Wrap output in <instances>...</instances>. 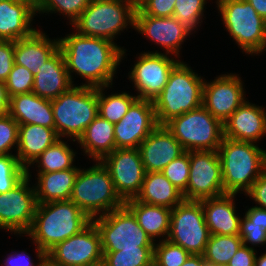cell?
<instances>
[{"label":"cell","mask_w":266,"mask_h":266,"mask_svg":"<svg viewBox=\"0 0 266 266\" xmlns=\"http://www.w3.org/2000/svg\"><path fill=\"white\" fill-rule=\"evenodd\" d=\"M60 138L52 146L48 147L32 165L38 167V173H50L74 168V152L67 142ZM74 161V162H73ZM37 165H36V164Z\"/></svg>","instance_id":"1f68e13d"},{"label":"cell","mask_w":266,"mask_h":266,"mask_svg":"<svg viewBox=\"0 0 266 266\" xmlns=\"http://www.w3.org/2000/svg\"><path fill=\"white\" fill-rule=\"evenodd\" d=\"M91 222L92 219L71 200L37 204L26 236L47 253L56 244L81 232Z\"/></svg>","instance_id":"7a4b0ae2"},{"label":"cell","mask_w":266,"mask_h":266,"mask_svg":"<svg viewBox=\"0 0 266 266\" xmlns=\"http://www.w3.org/2000/svg\"><path fill=\"white\" fill-rule=\"evenodd\" d=\"M10 97L7 92L6 84L0 80V116L5 115L9 111Z\"/></svg>","instance_id":"681fc988"},{"label":"cell","mask_w":266,"mask_h":266,"mask_svg":"<svg viewBox=\"0 0 266 266\" xmlns=\"http://www.w3.org/2000/svg\"><path fill=\"white\" fill-rule=\"evenodd\" d=\"M73 85L66 67L65 58L59 49L34 75L32 92L47 100H54Z\"/></svg>","instance_id":"cb8c5ba5"},{"label":"cell","mask_w":266,"mask_h":266,"mask_svg":"<svg viewBox=\"0 0 266 266\" xmlns=\"http://www.w3.org/2000/svg\"><path fill=\"white\" fill-rule=\"evenodd\" d=\"M247 195L255 201L256 207L266 209V169L253 182L250 190L246 193Z\"/></svg>","instance_id":"bcb514c9"},{"label":"cell","mask_w":266,"mask_h":266,"mask_svg":"<svg viewBox=\"0 0 266 266\" xmlns=\"http://www.w3.org/2000/svg\"><path fill=\"white\" fill-rule=\"evenodd\" d=\"M60 137L53 128L35 124L19 125L17 159L27 170L33 162Z\"/></svg>","instance_id":"4316f807"},{"label":"cell","mask_w":266,"mask_h":266,"mask_svg":"<svg viewBox=\"0 0 266 266\" xmlns=\"http://www.w3.org/2000/svg\"><path fill=\"white\" fill-rule=\"evenodd\" d=\"M239 74H221L214 80L204 81L202 105L224 123L243 104L245 92Z\"/></svg>","instance_id":"e0dca14e"},{"label":"cell","mask_w":266,"mask_h":266,"mask_svg":"<svg viewBox=\"0 0 266 266\" xmlns=\"http://www.w3.org/2000/svg\"><path fill=\"white\" fill-rule=\"evenodd\" d=\"M18 132L19 124L8 113L0 116V155L12 154L10 150L18 147Z\"/></svg>","instance_id":"7bdbcfd3"},{"label":"cell","mask_w":266,"mask_h":266,"mask_svg":"<svg viewBox=\"0 0 266 266\" xmlns=\"http://www.w3.org/2000/svg\"><path fill=\"white\" fill-rule=\"evenodd\" d=\"M36 8L26 0H6L0 2V40L17 41L32 35L37 29L32 27Z\"/></svg>","instance_id":"7402d4cb"},{"label":"cell","mask_w":266,"mask_h":266,"mask_svg":"<svg viewBox=\"0 0 266 266\" xmlns=\"http://www.w3.org/2000/svg\"><path fill=\"white\" fill-rule=\"evenodd\" d=\"M135 31L161 46L165 54L180 56L181 44L192 33L182 23L172 17H154L146 14H135Z\"/></svg>","instance_id":"d6986e66"},{"label":"cell","mask_w":266,"mask_h":266,"mask_svg":"<svg viewBox=\"0 0 266 266\" xmlns=\"http://www.w3.org/2000/svg\"><path fill=\"white\" fill-rule=\"evenodd\" d=\"M58 50L59 38L51 40L46 33L36 30L29 37L15 41L14 61L35 75Z\"/></svg>","instance_id":"d4e9b609"},{"label":"cell","mask_w":266,"mask_h":266,"mask_svg":"<svg viewBox=\"0 0 266 266\" xmlns=\"http://www.w3.org/2000/svg\"><path fill=\"white\" fill-rule=\"evenodd\" d=\"M134 199L145 204L173 209L184 200V197L162 172H147L140 192Z\"/></svg>","instance_id":"f1b7e54d"},{"label":"cell","mask_w":266,"mask_h":266,"mask_svg":"<svg viewBox=\"0 0 266 266\" xmlns=\"http://www.w3.org/2000/svg\"><path fill=\"white\" fill-rule=\"evenodd\" d=\"M30 169L11 190L0 193V229L15 235H25L30 229L37 207L34 185L31 187Z\"/></svg>","instance_id":"7c38bea8"},{"label":"cell","mask_w":266,"mask_h":266,"mask_svg":"<svg viewBox=\"0 0 266 266\" xmlns=\"http://www.w3.org/2000/svg\"><path fill=\"white\" fill-rule=\"evenodd\" d=\"M223 24L238 47L248 55L266 51V21L246 0H217Z\"/></svg>","instance_id":"ba28073f"},{"label":"cell","mask_w":266,"mask_h":266,"mask_svg":"<svg viewBox=\"0 0 266 266\" xmlns=\"http://www.w3.org/2000/svg\"><path fill=\"white\" fill-rule=\"evenodd\" d=\"M131 2L136 8H138L145 0H128Z\"/></svg>","instance_id":"11a10c76"},{"label":"cell","mask_w":266,"mask_h":266,"mask_svg":"<svg viewBox=\"0 0 266 266\" xmlns=\"http://www.w3.org/2000/svg\"><path fill=\"white\" fill-rule=\"evenodd\" d=\"M37 258L39 261L38 266H61L55 260H53L48 254L42 251L41 248L36 246Z\"/></svg>","instance_id":"f907efd6"},{"label":"cell","mask_w":266,"mask_h":266,"mask_svg":"<svg viewBox=\"0 0 266 266\" xmlns=\"http://www.w3.org/2000/svg\"><path fill=\"white\" fill-rule=\"evenodd\" d=\"M79 168L70 200L91 219L122 207L125 201L116 192L114 182L101 161ZM85 169V170H84Z\"/></svg>","instance_id":"8992f818"},{"label":"cell","mask_w":266,"mask_h":266,"mask_svg":"<svg viewBox=\"0 0 266 266\" xmlns=\"http://www.w3.org/2000/svg\"><path fill=\"white\" fill-rule=\"evenodd\" d=\"M104 266H154V247H137L103 252Z\"/></svg>","instance_id":"d590c367"},{"label":"cell","mask_w":266,"mask_h":266,"mask_svg":"<svg viewBox=\"0 0 266 266\" xmlns=\"http://www.w3.org/2000/svg\"><path fill=\"white\" fill-rule=\"evenodd\" d=\"M208 0H176L173 16L190 32L198 30ZM201 21V22H200Z\"/></svg>","instance_id":"8d00e7d4"},{"label":"cell","mask_w":266,"mask_h":266,"mask_svg":"<svg viewBox=\"0 0 266 266\" xmlns=\"http://www.w3.org/2000/svg\"><path fill=\"white\" fill-rule=\"evenodd\" d=\"M242 245L239 235H210L203 257L208 266L228 264Z\"/></svg>","instance_id":"836d02e7"},{"label":"cell","mask_w":266,"mask_h":266,"mask_svg":"<svg viewBox=\"0 0 266 266\" xmlns=\"http://www.w3.org/2000/svg\"><path fill=\"white\" fill-rule=\"evenodd\" d=\"M92 266H104L103 262L96 264V265H92Z\"/></svg>","instance_id":"6f0895ef"},{"label":"cell","mask_w":266,"mask_h":266,"mask_svg":"<svg viewBox=\"0 0 266 266\" xmlns=\"http://www.w3.org/2000/svg\"><path fill=\"white\" fill-rule=\"evenodd\" d=\"M157 242L154 245V266H181L191 255L169 240L159 239Z\"/></svg>","instance_id":"ab89813d"},{"label":"cell","mask_w":266,"mask_h":266,"mask_svg":"<svg viewBox=\"0 0 266 266\" xmlns=\"http://www.w3.org/2000/svg\"><path fill=\"white\" fill-rule=\"evenodd\" d=\"M162 174L183 194L186 192L190 172V151L172 160L161 171Z\"/></svg>","instance_id":"60d3db41"},{"label":"cell","mask_w":266,"mask_h":266,"mask_svg":"<svg viewBox=\"0 0 266 266\" xmlns=\"http://www.w3.org/2000/svg\"><path fill=\"white\" fill-rule=\"evenodd\" d=\"M8 114L19 124H35L55 129L51 100L33 92L10 97Z\"/></svg>","instance_id":"484cf974"},{"label":"cell","mask_w":266,"mask_h":266,"mask_svg":"<svg viewBox=\"0 0 266 266\" xmlns=\"http://www.w3.org/2000/svg\"><path fill=\"white\" fill-rule=\"evenodd\" d=\"M165 126L185 151H218L224 138L223 123L203 105L176 116Z\"/></svg>","instance_id":"9c48e42d"},{"label":"cell","mask_w":266,"mask_h":266,"mask_svg":"<svg viewBox=\"0 0 266 266\" xmlns=\"http://www.w3.org/2000/svg\"><path fill=\"white\" fill-rule=\"evenodd\" d=\"M59 49L65 58L67 71L73 84V74L85 79L81 85L110 87L116 69L125 57L126 49L110 40L84 36L77 31L59 38Z\"/></svg>","instance_id":"6da1fadb"},{"label":"cell","mask_w":266,"mask_h":266,"mask_svg":"<svg viewBox=\"0 0 266 266\" xmlns=\"http://www.w3.org/2000/svg\"><path fill=\"white\" fill-rule=\"evenodd\" d=\"M235 197L225 193L201 200L210 235H239L241 217L236 214Z\"/></svg>","instance_id":"603a6c76"},{"label":"cell","mask_w":266,"mask_h":266,"mask_svg":"<svg viewBox=\"0 0 266 266\" xmlns=\"http://www.w3.org/2000/svg\"><path fill=\"white\" fill-rule=\"evenodd\" d=\"M15 42L0 40V80L6 81L15 63Z\"/></svg>","instance_id":"f6af8a7d"},{"label":"cell","mask_w":266,"mask_h":266,"mask_svg":"<svg viewBox=\"0 0 266 266\" xmlns=\"http://www.w3.org/2000/svg\"><path fill=\"white\" fill-rule=\"evenodd\" d=\"M255 248L242 245L228 262L229 266H255Z\"/></svg>","instance_id":"7dc6e473"},{"label":"cell","mask_w":266,"mask_h":266,"mask_svg":"<svg viewBox=\"0 0 266 266\" xmlns=\"http://www.w3.org/2000/svg\"><path fill=\"white\" fill-rule=\"evenodd\" d=\"M100 161L108 170L118 195L124 201L135 198L146 174L139 149L117 148Z\"/></svg>","instance_id":"9a60e30c"},{"label":"cell","mask_w":266,"mask_h":266,"mask_svg":"<svg viewBox=\"0 0 266 266\" xmlns=\"http://www.w3.org/2000/svg\"><path fill=\"white\" fill-rule=\"evenodd\" d=\"M79 167L55 171L50 173H37L34 184L37 204L54 201L70 200Z\"/></svg>","instance_id":"83f0119b"},{"label":"cell","mask_w":266,"mask_h":266,"mask_svg":"<svg viewBox=\"0 0 266 266\" xmlns=\"http://www.w3.org/2000/svg\"><path fill=\"white\" fill-rule=\"evenodd\" d=\"M51 105L58 136L78 141L98 115V87L73 85L51 100Z\"/></svg>","instance_id":"5b68a950"},{"label":"cell","mask_w":266,"mask_h":266,"mask_svg":"<svg viewBox=\"0 0 266 266\" xmlns=\"http://www.w3.org/2000/svg\"><path fill=\"white\" fill-rule=\"evenodd\" d=\"M239 236L245 246L266 245V209L256 206L248 208L240 221Z\"/></svg>","instance_id":"d6a6232c"},{"label":"cell","mask_w":266,"mask_h":266,"mask_svg":"<svg viewBox=\"0 0 266 266\" xmlns=\"http://www.w3.org/2000/svg\"><path fill=\"white\" fill-rule=\"evenodd\" d=\"M181 266H208L203 255H190Z\"/></svg>","instance_id":"f5cc1de1"},{"label":"cell","mask_w":266,"mask_h":266,"mask_svg":"<svg viewBox=\"0 0 266 266\" xmlns=\"http://www.w3.org/2000/svg\"><path fill=\"white\" fill-rule=\"evenodd\" d=\"M255 9L260 17L266 21V0H246Z\"/></svg>","instance_id":"816d5d0a"},{"label":"cell","mask_w":266,"mask_h":266,"mask_svg":"<svg viewBox=\"0 0 266 266\" xmlns=\"http://www.w3.org/2000/svg\"><path fill=\"white\" fill-rule=\"evenodd\" d=\"M92 0H43L36 8L37 15L49 12L66 15L72 25Z\"/></svg>","instance_id":"74e56055"},{"label":"cell","mask_w":266,"mask_h":266,"mask_svg":"<svg viewBox=\"0 0 266 266\" xmlns=\"http://www.w3.org/2000/svg\"><path fill=\"white\" fill-rule=\"evenodd\" d=\"M48 254L61 266H92L103 262L100 234L93 222L81 232L56 244Z\"/></svg>","instance_id":"2e32d148"},{"label":"cell","mask_w":266,"mask_h":266,"mask_svg":"<svg viewBox=\"0 0 266 266\" xmlns=\"http://www.w3.org/2000/svg\"><path fill=\"white\" fill-rule=\"evenodd\" d=\"M136 9L128 0H92L72 29L84 36L115 42L123 30L131 26L134 29Z\"/></svg>","instance_id":"52a82bcc"},{"label":"cell","mask_w":266,"mask_h":266,"mask_svg":"<svg viewBox=\"0 0 266 266\" xmlns=\"http://www.w3.org/2000/svg\"><path fill=\"white\" fill-rule=\"evenodd\" d=\"M145 172H161L186 151L165 125H158L138 147Z\"/></svg>","instance_id":"ffe728a7"},{"label":"cell","mask_w":266,"mask_h":266,"mask_svg":"<svg viewBox=\"0 0 266 266\" xmlns=\"http://www.w3.org/2000/svg\"><path fill=\"white\" fill-rule=\"evenodd\" d=\"M108 87H98V115L110 123H118L127 113L128 108L137 99L126 92L105 95L104 90Z\"/></svg>","instance_id":"e575fe53"},{"label":"cell","mask_w":266,"mask_h":266,"mask_svg":"<svg viewBox=\"0 0 266 266\" xmlns=\"http://www.w3.org/2000/svg\"><path fill=\"white\" fill-rule=\"evenodd\" d=\"M223 127L226 138L258 143L266 135V110L247 100L223 123Z\"/></svg>","instance_id":"44dd1931"},{"label":"cell","mask_w":266,"mask_h":266,"mask_svg":"<svg viewBox=\"0 0 266 266\" xmlns=\"http://www.w3.org/2000/svg\"><path fill=\"white\" fill-rule=\"evenodd\" d=\"M93 161H100L116 149L114 124L97 115L77 141Z\"/></svg>","instance_id":"4dcf8cb0"},{"label":"cell","mask_w":266,"mask_h":266,"mask_svg":"<svg viewBox=\"0 0 266 266\" xmlns=\"http://www.w3.org/2000/svg\"><path fill=\"white\" fill-rule=\"evenodd\" d=\"M225 194L218 151H190V172L185 200L200 201Z\"/></svg>","instance_id":"5bb4252c"},{"label":"cell","mask_w":266,"mask_h":266,"mask_svg":"<svg viewBox=\"0 0 266 266\" xmlns=\"http://www.w3.org/2000/svg\"><path fill=\"white\" fill-rule=\"evenodd\" d=\"M176 0H145L135 14H146L154 17H172Z\"/></svg>","instance_id":"ee69618b"},{"label":"cell","mask_w":266,"mask_h":266,"mask_svg":"<svg viewBox=\"0 0 266 266\" xmlns=\"http://www.w3.org/2000/svg\"><path fill=\"white\" fill-rule=\"evenodd\" d=\"M124 205L134 214L139 226L155 243L156 238L167 240L170 230L172 209L136 201L134 198L125 201ZM165 237V238H164Z\"/></svg>","instance_id":"f546056e"},{"label":"cell","mask_w":266,"mask_h":266,"mask_svg":"<svg viewBox=\"0 0 266 266\" xmlns=\"http://www.w3.org/2000/svg\"><path fill=\"white\" fill-rule=\"evenodd\" d=\"M157 126L153 101L137 98L123 118L114 124L116 149L138 148Z\"/></svg>","instance_id":"ac0fdd59"},{"label":"cell","mask_w":266,"mask_h":266,"mask_svg":"<svg viewBox=\"0 0 266 266\" xmlns=\"http://www.w3.org/2000/svg\"><path fill=\"white\" fill-rule=\"evenodd\" d=\"M203 79L183 61L172 69L168 82L153 101L158 125L202 105Z\"/></svg>","instance_id":"277c9868"},{"label":"cell","mask_w":266,"mask_h":266,"mask_svg":"<svg viewBox=\"0 0 266 266\" xmlns=\"http://www.w3.org/2000/svg\"><path fill=\"white\" fill-rule=\"evenodd\" d=\"M256 143L224 137L218 154L221 160L225 193H247L253 182L266 169V150Z\"/></svg>","instance_id":"3957f363"},{"label":"cell","mask_w":266,"mask_h":266,"mask_svg":"<svg viewBox=\"0 0 266 266\" xmlns=\"http://www.w3.org/2000/svg\"><path fill=\"white\" fill-rule=\"evenodd\" d=\"M26 175L27 170L20 164L15 154L0 155V193L11 190Z\"/></svg>","instance_id":"f35d334b"},{"label":"cell","mask_w":266,"mask_h":266,"mask_svg":"<svg viewBox=\"0 0 266 266\" xmlns=\"http://www.w3.org/2000/svg\"><path fill=\"white\" fill-rule=\"evenodd\" d=\"M209 238L201 200L184 199L172 209L167 240L181 246L191 255H203Z\"/></svg>","instance_id":"8fae6325"},{"label":"cell","mask_w":266,"mask_h":266,"mask_svg":"<svg viewBox=\"0 0 266 266\" xmlns=\"http://www.w3.org/2000/svg\"><path fill=\"white\" fill-rule=\"evenodd\" d=\"M216 266H229L228 264H221V265H216Z\"/></svg>","instance_id":"680465c9"},{"label":"cell","mask_w":266,"mask_h":266,"mask_svg":"<svg viewBox=\"0 0 266 266\" xmlns=\"http://www.w3.org/2000/svg\"><path fill=\"white\" fill-rule=\"evenodd\" d=\"M101 238L103 252L137 247H154L155 243L139 226L134 214L125 206L92 219Z\"/></svg>","instance_id":"30bf717a"},{"label":"cell","mask_w":266,"mask_h":266,"mask_svg":"<svg viewBox=\"0 0 266 266\" xmlns=\"http://www.w3.org/2000/svg\"><path fill=\"white\" fill-rule=\"evenodd\" d=\"M171 55L157 50L141 52L128 73V79L134 83L137 98L154 101L161 93L172 69L180 62Z\"/></svg>","instance_id":"4fadbf2b"},{"label":"cell","mask_w":266,"mask_h":266,"mask_svg":"<svg viewBox=\"0 0 266 266\" xmlns=\"http://www.w3.org/2000/svg\"><path fill=\"white\" fill-rule=\"evenodd\" d=\"M5 84L9 97L32 92L34 74L26 67L14 63Z\"/></svg>","instance_id":"b9f144b4"},{"label":"cell","mask_w":266,"mask_h":266,"mask_svg":"<svg viewBox=\"0 0 266 266\" xmlns=\"http://www.w3.org/2000/svg\"><path fill=\"white\" fill-rule=\"evenodd\" d=\"M30 2L35 8H37L43 0H26Z\"/></svg>","instance_id":"9f6ffc18"},{"label":"cell","mask_w":266,"mask_h":266,"mask_svg":"<svg viewBox=\"0 0 266 266\" xmlns=\"http://www.w3.org/2000/svg\"><path fill=\"white\" fill-rule=\"evenodd\" d=\"M255 266H266V252L255 259Z\"/></svg>","instance_id":"db71d44e"},{"label":"cell","mask_w":266,"mask_h":266,"mask_svg":"<svg viewBox=\"0 0 266 266\" xmlns=\"http://www.w3.org/2000/svg\"><path fill=\"white\" fill-rule=\"evenodd\" d=\"M4 261L3 266H38V263H33L34 260L24 250L20 253L15 251L10 253Z\"/></svg>","instance_id":"c3c4849f"}]
</instances>
